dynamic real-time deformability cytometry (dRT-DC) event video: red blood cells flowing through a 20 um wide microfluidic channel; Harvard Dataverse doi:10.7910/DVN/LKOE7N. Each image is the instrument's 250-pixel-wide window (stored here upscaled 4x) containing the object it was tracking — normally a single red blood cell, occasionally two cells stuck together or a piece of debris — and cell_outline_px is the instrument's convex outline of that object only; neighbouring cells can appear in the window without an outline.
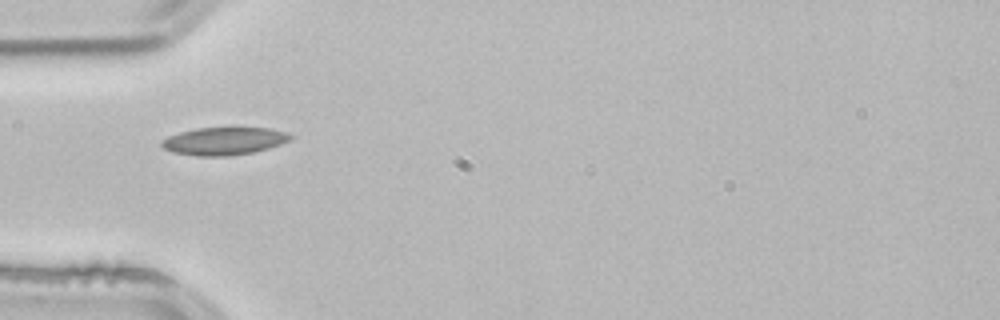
{"species": "common noctule bat (a hibernating species)", "species_latin": "Nyctalus noctula", "temperature_condition": "room temperature", "stored_images_in_passage": 3, "camera_frame_rate_fps": 3000, "um_per_image_px": 0.085, "animal": {"sex": "male", "body_mass_g": 21.5, "forearm_length_mm": 52.0}, "frame": {"image": 1, "passage_image": 2, "time_ms": 0.333, "image_size_px": [1000, 320], "cell_outline_px": [[296, 136], [292, 140], [268, 148], [252, 152], [228, 156], [196, 156], [172, 152], [164, 148], [160, 144], [160, 140], [168, 136], [180, 132], [196, 128], [268, 128], [288, 132]], "centroid_in_image_um": [19.06, 11.99], "position_along_channel_um": 65.9, "area_um2": 20.92}}